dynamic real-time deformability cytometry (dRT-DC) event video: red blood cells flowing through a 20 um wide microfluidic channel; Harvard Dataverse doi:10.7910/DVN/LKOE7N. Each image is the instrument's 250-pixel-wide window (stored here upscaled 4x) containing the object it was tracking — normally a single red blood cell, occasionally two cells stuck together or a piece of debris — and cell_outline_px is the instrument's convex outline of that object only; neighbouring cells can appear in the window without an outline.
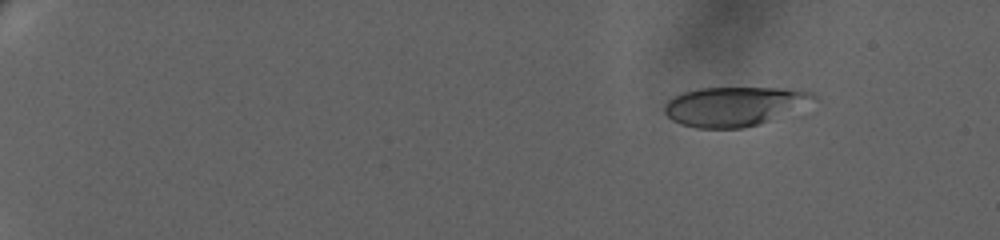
{"species": "human", "species_latin": "Homo sapiens", "temperature_condition": "warm", "stored_images_in_passage": 27, "camera_frame_rate_fps": 3000, "um_per_image_px": 0.085, "donor": {"sex": "female"}, "frame": {"image": 1, "passage_image": 7, "time_ms": 2.667, "image_size_px": [1000, 240], "cell_outline_px": [[820, 100], [756, 124], [744, 128], [696, 128], [680, 124], [672, 120], [664, 112], [664, 108], [668, 100], [684, 92], [700, 88], [784, 88], [812, 92]], "centroid_in_image_um": [62.41, 9.02], "position_along_channel_um": 22.6, "area_um2": 33.76}}
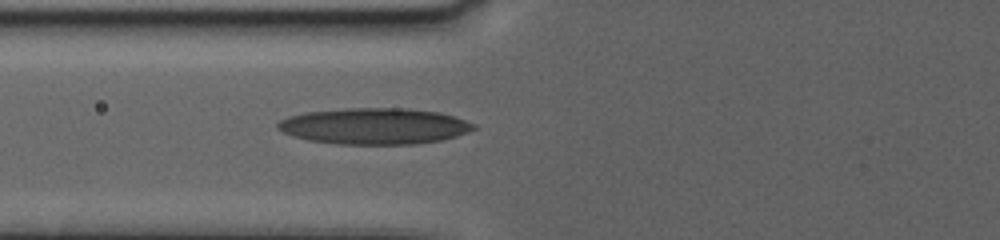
{"frame": {"image": 2, "passage_image": 24, "time_ms": 10.0, "image_size_px": [1000, 240], "cell_outline_px": [[476, 128], [468, 132], [444, 140], [416, 144], [336, 144], [308, 140], [292, 136], [276, 128], [276, 124], [280, 120], [288, 116], [304, 112], [344, 108], [408, 108], [440, 112], [476, 124]], "centroid_in_image_um": [31.81, 10.72], "position_along_channel_um": 94.0, "area_um2": 41.62}}
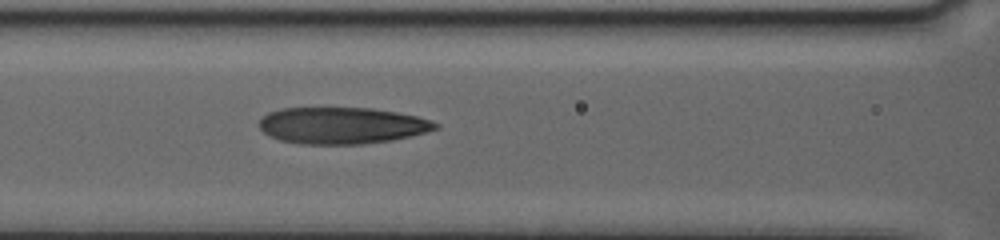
{"frame": {"image": 3, "passage_image": 27, "time_ms": 11.333, "image_size_px": [1000, 240], "cell_outline_px": [[440, 128], [428, 132], [412, 136], [392, 140], [364, 144], [300, 144], [280, 140], [264, 132], [256, 124], [268, 112], [280, 108], [372, 108], [396, 112], [416, 116], [432, 120], [440, 124]], "centroid_in_image_um": [29.1, 10.67], "position_along_channel_um": 137.5, "area_um2": 37.86}}